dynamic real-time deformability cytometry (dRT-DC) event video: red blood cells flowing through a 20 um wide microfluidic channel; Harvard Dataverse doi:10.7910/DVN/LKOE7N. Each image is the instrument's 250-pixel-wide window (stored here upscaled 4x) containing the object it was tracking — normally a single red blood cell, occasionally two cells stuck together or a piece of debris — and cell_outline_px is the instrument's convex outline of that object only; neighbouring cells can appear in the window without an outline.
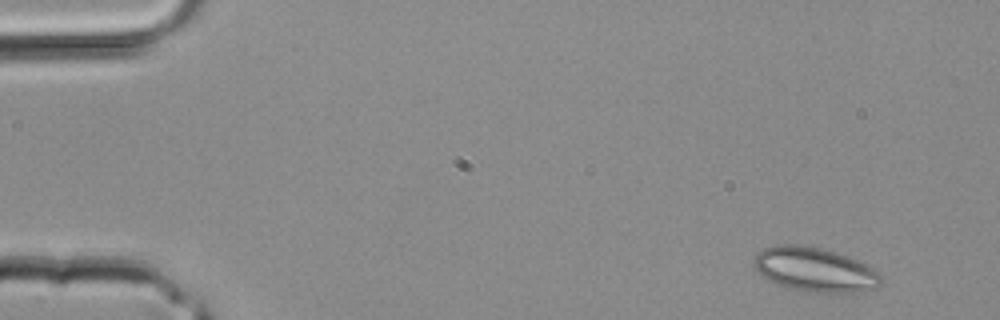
{"species": "common noctule bat (a hibernating species)", "species_latin": "Nyctalus noctula", "temperature_condition": "room temperature", "stored_images_in_passage": 3, "camera_frame_rate_fps": 3000, "um_per_image_px": 0.085, "animal": {"sex": "male", "body_mass_g": 20.4}, "frame": {"image": 1, "passage_image": 1, "time_ms": 0.0, "image_size_px": [1000, 320], "cell_outline_px": [[884, 280], [876, 288], [856, 292], [804, 292], [784, 288], [760, 276], [752, 264], [752, 260], [756, 252], [764, 248], [776, 244], [796, 244], [820, 248], [836, 252], [848, 256], [880, 272], [884, 276]], "centroid_in_image_um": [69.21, 22.92], "position_along_channel_um": 15.8, "area_um2": 33.47}}